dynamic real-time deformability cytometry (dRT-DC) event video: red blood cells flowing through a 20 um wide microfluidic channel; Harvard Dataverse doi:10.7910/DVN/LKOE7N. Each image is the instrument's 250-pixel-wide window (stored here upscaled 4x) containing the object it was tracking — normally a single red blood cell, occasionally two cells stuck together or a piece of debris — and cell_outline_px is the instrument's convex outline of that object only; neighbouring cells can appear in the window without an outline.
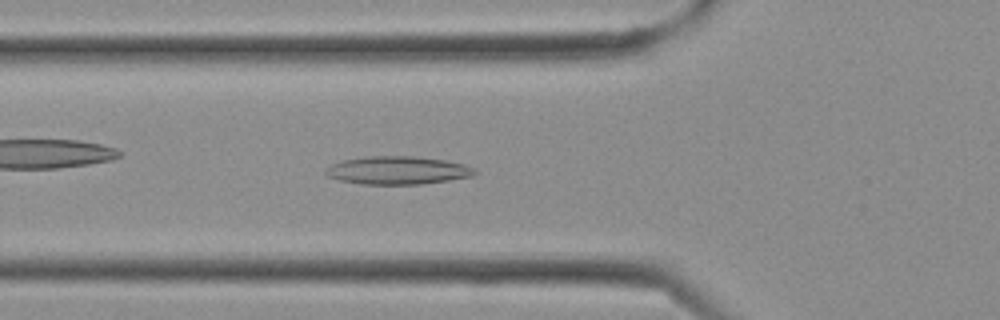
{"species": "Egyptian fruit bat (a non-hibernating species)", "species_latin": "Rousettus aegyptiacus", "temperature_condition": "cold", "stored_images_in_passage": 7, "camera_frame_rate_fps": 3000, "um_per_image_px": 0.085, "frame": {"image": 1, "passage_image": 3, "time_ms": 0.667, "image_size_px": [1000, 320], "cell_outline_px": [[476, 172], [472, 176], [448, 180], [420, 184], [360, 184], [340, 180], [328, 176], [324, 172], [324, 168], [332, 164], [344, 160], [364, 156], [412, 156], [444, 160], [464, 164], [472, 168]], "centroid_in_image_um": [33.74, 14.47], "position_along_channel_um": 92.1, "area_um2": 24.22}}
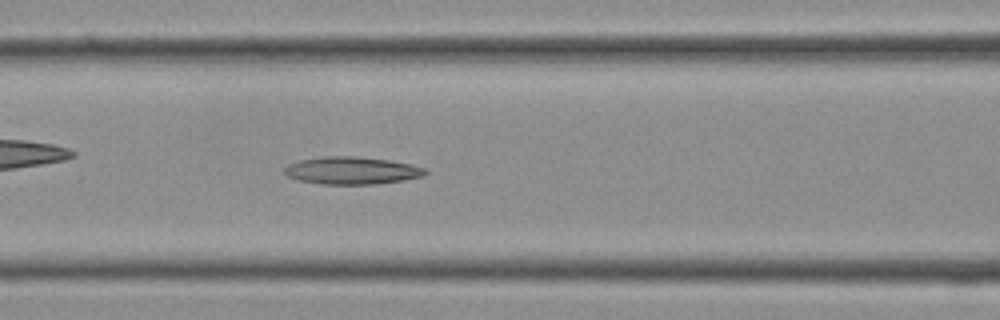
{"frame": {"image": 2, "passage_image": 5, "time_ms": 1.333, "image_size_px": [1000, 320], "cell_outline_px": [[428, 172], [424, 176], [404, 180], [372, 184], [320, 184], [296, 180], [288, 176], [284, 172], [284, 168], [288, 164], [300, 160], [324, 156], [356, 156], [388, 160], [412, 164], [424, 168]], "centroid_in_image_um": [29.89, 14.49], "position_along_channel_um": 136.7, "area_um2": 22.6}}
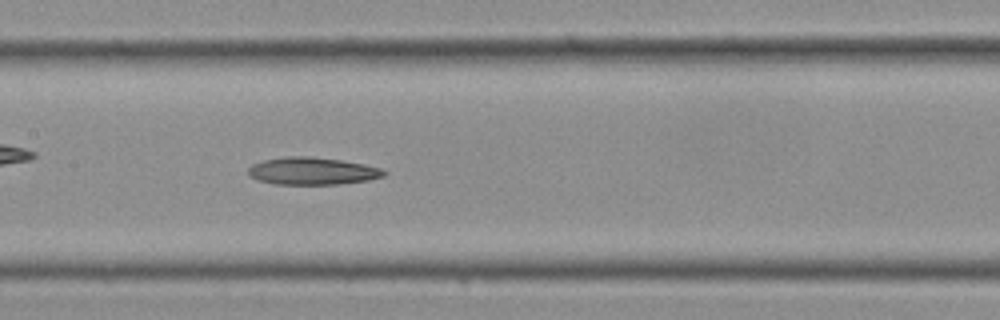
{"frame": {"image": 3, "passage_image": 7, "time_ms": 2.0, "image_size_px": [1000, 320], "cell_outline_px": [[388, 172], [384, 176], [368, 180], [336, 184], [276, 184], [260, 180], [248, 176], [248, 168], [252, 164], [264, 160], [288, 156], [308, 156], [340, 160], [364, 164], [380, 168]], "centroid_in_image_um": [26.54, 14.53], "position_along_channel_um": 180.9, "area_um2": 21.5}}